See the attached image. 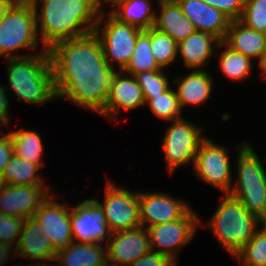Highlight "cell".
<instances>
[{"instance_id":"cell-1","label":"cell","mask_w":266,"mask_h":266,"mask_svg":"<svg viewBox=\"0 0 266 266\" xmlns=\"http://www.w3.org/2000/svg\"><path fill=\"white\" fill-rule=\"evenodd\" d=\"M48 52L57 96L100 114L105 109L116 69L105 60L98 36L92 32L64 40Z\"/></svg>"},{"instance_id":"cell-2","label":"cell","mask_w":266,"mask_h":266,"mask_svg":"<svg viewBox=\"0 0 266 266\" xmlns=\"http://www.w3.org/2000/svg\"><path fill=\"white\" fill-rule=\"evenodd\" d=\"M30 1L43 49L49 50L56 43L94 32L100 13L98 0ZM40 3L41 13H38Z\"/></svg>"},{"instance_id":"cell-3","label":"cell","mask_w":266,"mask_h":266,"mask_svg":"<svg viewBox=\"0 0 266 266\" xmlns=\"http://www.w3.org/2000/svg\"><path fill=\"white\" fill-rule=\"evenodd\" d=\"M34 55L5 59L12 93L20 101L34 106L57 97L49 52L42 49Z\"/></svg>"},{"instance_id":"cell-4","label":"cell","mask_w":266,"mask_h":266,"mask_svg":"<svg viewBox=\"0 0 266 266\" xmlns=\"http://www.w3.org/2000/svg\"><path fill=\"white\" fill-rule=\"evenodd\" d=\"M222 196L218 209L204 227H209L224 250L235 256L254 236L258 218L235 197Z\"/></svg>"},{"instance_id":"cell-5","label":"cell","mask_w":266,"mask_h":266,"mask_svg":"<svg viewBox=\"0 0 266 266\" xmlns=\"http://www.w3.org/2000/svg\"><path fill=\"white\" fill-rule=\"evenodd\" d=\"M237 182L229 194L257 218L266 209V171L260 158L247 141L237 145Z\"/></svg>"},{"instance_id":"cell-6","label":"cell","mask_w":266,"mask_h":266,"mask_svg":"<svg viewBox=\"0 0 266 266\" xmlns=\"http://www.w3.org/2000/svg\"><path fill=\"white\" fill-rule=\"evenodd\" d=\"M35 10L30 0H17L0 22V57L5 59L26 57L17 55L16 50L38 48Z\"/></svg>"},{"instance_id":"cell-7","label":"cell","mask_w":266,"mask_h":266,"mask_svg":"<svg viewBox=\"0 0 266 266\" xmlns=\"http://www.w3.org/2000/svg\"><path fill=\"white\" fill-rule=\"evenodd\" d=\"M104 14L103 11L99 13L94 33L101 42L105 60L112 68H115L114 63L118 64L117 66L122 71L131 60L137 36L142 30L136 26L118 21L110 13L105 24H103ZM101 24L104 25L103 30L100 29Z\"/></svg>"},{"instance_id":"cell-8","label":"cell","mask_w":266,"mask_h":266,"mask_svg":"<svg viewBox=\"0 0 266 266\" xmlns=\"http://www.w3.org/2000/svg\"><path fill=\"white\" fill-rule=\"evenodd\" d=\"M171 124L163 138V152L170 175L178 166L194 164L198 147L206 138L202 130L187 119L173 120Z\"/></svg>"},{"instance_id":"cell-9","label":"cell","mask_w":266,"mask_h":266,"mask_svg":"<svg viewBox=\"0 0 266 266\" xmlns=\"http://www.w3.org/2000/svg\"><path fill=\"white\" fill-rule=\"evenodd\" d=\"M104 210L106 223L111 233L128 230L141 225L139 192H131L127 188L116 186L107 181L105 199L100 203Z\"/></svg>"},{"instance_id":"cell-10","label":"cell","mask_w":266,"mask_h":266,"mask_svg":"<svg viewBox=\"0 0 266 266\" xmlns=\"http://www.w3.org/2000/svg\"><path fill=\"white\" fill-rule=\"evenodd\" d=\"M194 173L202 181L229 194L232 186L228 149L207 137L200 143L193 164Z\"/></svg>"},{"instance_id":"cell-11","label":"cell","mask_w":266,"mask_h":266,"mask_svg":"<svg viewBox=\"0 0 266 266\" xmlns=\"http://www.w3.org/2000/svg\"><path fill=\"white\" fill-rule=\"evenodd\" d=\"M196 212L191 209L184 217L172 222L158 224L147 228L150 249L167 255L177 265L178 247L189 243L195 235L198 223H201ZM158 249V250H157Z\"/></svg>"},{"instance_id":"cell-12","label":"cell","mask_w":266,"mask_h":266,"mask_svg":"<svg viewBox=\"0 0 266 266\" xmlns=\"http://www.w3.org/2000/svg\"><path fill=\"white\" fill-rule=\"evenodd\" d=\"M73 239L79 243H104L111 232L103 208L93 199H86L70 208Z\"/></svg>"},{"instance_id":"cell-13","label":"cell","mask_w":266,"mask_h":266,"mask_svg":"<svg viewBox=\"0 0 266 266\" xmlns=\"http://www.w3.org/2000/svg\"><path fill=\"white\" fill-rule=\"evenodd\" d=\"M52 197L48 195L33 218L41 224L44 235L50 239L54 249L59 251L74 241L71 215L66 205L56 202Z\"/></svg>"},{"instance_id":"cell-14","label":"cell","mask_w":266,"mask_h":266,"mask_svg":"<svg viewBox=\"0 0 266 266\" xmlns=\"http://www.w3.org/2000/svg\"><path fill=\"white\" fill-rule=\"evenodd\" d=\"M46 185H10L0 187V212L8 216L33 217L50 195Z\"/></svg>"},{"instance_id":"cell-15","label":"cell","mask_w":266,"mask_h":266,"mask_svg":"<svg viewBox=\"0 0 266 266\" xmlns=\"http://www.w3.org/2000/svg\"><path fill=\"white\" fill-rule=\"evenodd\" d=\"M107 241L109 266H126L151 250L148 231L142 225L111 233Z\"/></svg>"},{"instance_id":"cell-16","label":"cell","mask_w":266,"mask_h":266,"mask_svg":"<svg viewBox=\"0 0 266 266\" xmlns=\"http://www.w3.org/2000/svg\"><path fill=\"white\" fill-rule=\"evenodd\" d=\"M139 205L140 222L146 229L180 219L192 209L186 202L162 192H140Z\"/></svg>"},{"instance_id":"cell-17","label":"cell","mask_w":266,"mask_h":266,"mask_svg":"<svg viewBox=\"0 0 266 266\" xmlns=\"http://www.w3.org/2000/svg\"><path fill=\"white\" fill-rule=\"evenodd\" d=\"M145 98L143 91L136 81L134 75L117 71L113 75L111 90L108 95L105 109L100 113L110 119H114L119 110L125 111L144 107Z\"/></svg>"},{"instance_id":"cell-18","label":"cell","mask_w":266,"mask_h":266,"mask_svg":"<svg viewBox=\"0 0 266 266\" xmlns=\"http://www.w3.org/2000/svg\"><path fill=\"white\" fill-rule=\"evenodd\" d=\"M182 13L194 24L196 31H202L224 41L231 19L222 11L202 0H176Z\"/></svg>"},{"instance_id":"cell-19","label":"cell","mask_w":266,"mask_h":266,"mask_svg":"<svg viewBox=\"0 0 266 266\" xmlns=\"http://www.w3.org/2000/svg\"><path fill=\"white\" fill-rule=\"evenodd\" d=\"M56 250L50 239L43 233V228L37 220L29 217L25 220L18 244L14 250V255L27 257V259L54 261Z\"/></svg>"},{"instance_id":"cell-20","label":"cell","mask_w":266,"mask_h":266,"mask_svg":"<svg viewBox=\"0 0 266 266\" xmlns=\"http://www.w3.org/2000/svg\"><path fill=\"white\" fill-rule=\"evenodd\" d=\"M223 42L250 59L259 58L258 64L266 52V33L248 28L239 20H231Z\"/></svg>"},{"instance_id":"cell-21","label":"cell","mask_w":266,"mask_h":266,"mask_svg":"<svg viewBox=\"0 0 266 266\" xmlns=\"http://www.w3.org/2000/svg\"><path fill=\"white\" fill-rule=\"evenodd\" d=\"M160 13L156 14L154 28L168 34L177 43L196 32L194 24L182 13L176 0H158Z\"/></svg>"},{"instance_id":"cell-22","label":"cell","mask_w":266,"mask_h":266,"mask_svg":"<svg viewBox=\"0 0 266 266\" xmlns=\"http://www.w3.org/2000/svg\"><path fill=\"white\" fill-rule=\"evenodd\" d=\"M220 40L212 34L196 31L185 40L178 43V53L183 59V65L188 69H205L209 59L214 54Z\"/></svg>"},{"instance_id":"cell-23","label":"cell","mask_w":266,"mask_h":266,"mask_svg":"<svg viewBox=\"0 0 266 266\" xmlns=\"http://www.w3.org/2000/svg\"><path fill=\"white\" fill-rule=\"evenodd\" d=\"M213 78L204 69H194L185 77L174 80L175 92L181 109L186 105H199L207 102L213 88Z\"/></svg>"},{"instance_id":"cell-24","label":"cell","mask_w":266,"mask_h":266,"mask_svg":"<svg viewBox=\"0 0 266 266\" xmlns=\"http://www.w3.org/2000/svg\"><path fill=\"white\" fill-rule=\"evenodd\" d=\"M101 244L73 241L56 252L54 261H58L59 266H109L107 247Z\"/></svg>"},{"instance_id":"cell-25","label":"cell","mask_w":266,"mask_h":266,"mask_svg":"<svg viewBox=\"0 0 266 266\" xmlns=\"http://www.w3.org/2000/svg\"><path fill=\"white\" fill-rule=\"evenodd\" d=\"M150 0H123L117 3L110 14L122 23H128L141 30L154 27L156 12H152Z\"/></svg>"},{"instance_id":"cell-26","label":"cell","mask_w":266,"mask_h":266,"mask_svg":"<svg viewBox=\"0 0 266 266\" xmlns=\"http://www.w3.org/2000/svg\"><path fill=\"white\" fill-rule=\"evenodd\" d=\"M40 168L38 164L21 159L13 153L1 173L2 184L45 185L44 179L37 172Z\"/></svg>"},{"instance_id":"cell-27","label":"cell","mask_w":266,"mask_h":266,"mask_svg":"<svg viewBox=\"0 0 266 266\" xmlns=\"http://www.w3.org/2000/svg\"><path fill=\"white\" fill-rule=\"evenodd\" d=\"M9 134L12 139L13 153L21 159L38 164L43 168L44 145L39 134L24 128L17 131L10 129Z\"/></svg>"},{"instance_id":"cell-28","label":"cell","mask_w":266,"mask_h":266,"mask_svg":"<svg viewBox=\"0 0 266 266\" xmlns=\"http://www.w3.org/2000/svg\"><path fill=\"white\" fill-rule=\"evenodd\" d=\"M162 69L151 52V28L142 30L138 36L131 60L123 70L135 75L143 71Z\"/></svg>"},{"instance_id":"cell-29","label":"cell","mask_w":266,"mask_h":266,"mask_svg":"<svg viewBox=\"0 0 266 266\" xmlns=\"http://www.w3.org/2000/svg\"><path fill=\"white\" fill-rule=\"evenodd\" d=\"M225 48L219 57V66L222 72L234 81H241L252 74V59L229 48L224 42H220L216 49Z\"/></svg>"},{"instance_id":"cell-30","label":"cell","mask_w":266,"mask_h":266,"mask_svg":"<svg viewBox=\"0 0 266 266\" xmlns=\"http://www.w3.org/2000/svg\"><path fill=\"white\" fill-rule=\"evenodd\" d=\"M25 220L26 218L8 216L0 212V266H4V263L9 260L7 258H10L11 249L15 250Z\"/></svg>"},{"instance_id":"cell-31","label":"cell","mask_w":266,"mask_h":266,"mask_svg":"<svg viewBox=\"0 0 266 266\" xmlns=\"http://www.w3.org/2000/svg\"><path fill=\"white\" fill-rule=\"evenodd\" d=\"M145 104L149 106L155 116L162 120L173 121L183 118L176 92L171 87L162 94L149 96L145 100Z\"/></svg>"},{"instance_id":"cell-32","label":"cell","mask_w":266,"mask_h":266,"mask_svg":"<svg viewBox=\"0 0 266 266\" xmlns=\"http://www.w3.org/2000/svg\"><path fill=\"white\" fill-rule=\"evenodd\" d=\"M151 52L158 65L164 69L177 59L178 43L168 34L151 27Z\"/></svg>"},{"instance_id":"cell-33","label":"cell","mask_w":266,"mask_h":266,"mask_svg":"<svg viewBox=\"0 0 266 266\" xmlns=\"http://www.w3.org/2000/svg\"><path fill=\"white\" fill-rule=\"evenodd\" d=\"M234 257L243 266H266V233L258 228L254 236Z\"/></svg>"},{"instance_id":"cell-34","label":"cell","mask_w":266,"mask_h":266,"mask_svg":"<svg viewBox=\"0 0 266 266\" xmlns=\"http://www.w3.org/2000/svg\"><path fill=\"white\" fill-rule=\"evenodd\" d=\"M160 70L143 71L134 75L136 81L143 91L145 100L149 96L162 94L170 87L168 76Z\"/></svg>"},{"instance_id":"cell-35","label":"cell","mask_w":266,"mask_h":266,"mask_svg":"<svg viewBox=\"0 0 266 266\" xmlns=\"http://www.w3.org/2000/svg\"><path fill=\"white\" fill-rule=\"evenodd\" d=\"M239 21L248 28L266 33V0H245Z\"/></svg>"},{"instance_id":"cell-36","label":"cell","mask_w":266,"mask_h":266,"mask_svg":"<svg viewBox=\"0 0 266 266\" xmlns=\"http://www.w3.org/2000/svg\"><path fill=\"white\" fill-rule=\"evenodd\" d=\"M216 9L222 11L231 20H239L241 18L245 0H202Z\"/></svg>"},{"instance_id":"cell-37","label":"cell","mask_w":266,"mask_h":266,"mask_svg":"<svg viewBox=\"0 0 266 266\" xmlns=\"http://www.w3.org/2000/svg\"><path fill=\"white\" fill-rule=\"evenodd\" d=\"M126 266H177L167 255L150 250L148 253Z\"/></svg>"},{"instance_id":"cell-38","label":"cell","mask_w":266,"mask_h":266,"mask_svg":"<svg viewBox=\"0 0 266 266\" xmlns=\"http://www.w3.org/2000/svg\"><path fill=\"white\" fill-rule=\"evenodd\" d=\"M3 132L1 131L0 134ZM13 155V144L10 134L5 133L0 137V175L7 162Z\"/></svg>"},{"instance_id":"cell-39","label":"cell","mask_w":266,"mask_h":266,"mask_svg":"<svg viewBox=\"0 0 266 266\" xmlns=\"http://www.w3.org/2000/svg\"><path fill=\"white\" fill-rule=\"evenodd\" d=\"M7 89L0 83V127L7 126L10 122L9 112V99L7 97ZM1 132V128H0Z\"/></svg>"},{"instance_id":"cell-40","label":"cell","mask_w":266,"mask_h":266,"mask_svg":"<svg viewBox=\"0 0 266 266\" xmlns=\"http://www.w3.org/2000/svg\"><path fill=\"white\" fill-rule=\"evenodd\" d=\"M17 0H0V22L4 19L6 12Z\"/></svg>"},{"instance_id":"cell-41","label":"cell","mask_w":266,"mask_h":266,"mask_svg":"<svg viewBox=\"0 0 266 266\" xmlns=\"http://www.w3.org/2000/svg\"><path fill=\"white\" fill-rule=\"evenodd\" d=\"M263 226L262 230L264 233H266V209L263 211V213L258 217V225Z\"/></svg>"},{"instance_id":"cell-42","label":"cell","mask_w":266,"mask_h":266,"mask_svg":"<svg viewBox=\"0 0 266 266\" xmlns=\"http://www.w3.org/2000/svg\"><path fill=\"white\" fill-rule=\"evenodd\" d=\"M106 2V4H111V6H115L117 3H119V2H121V1H123V0H98V5H99V11L100 12H102L103 11V9H101V8H103L102 7V5H103V3L104 2Z\"/></svg>"},{"instance_id":"cell-43","label":"cell","mask_w":266,"mask_h":266,"mask_svg":"<svg viewBox=\"0 0 266 266\" xmlns=\"http://www.w3.org/2000/svg\"><path fill=\"white\" fill-rule=\"evenodd\" d=\"M258 68H260V70L263 73L264 78L266 77V52L264 54L263 59L261 60V62L258 64Z\"/></svg>"},{"instance_id":"cell-44","label":"cell","mask_w":266,"mask_h":266,"mask_svg":"<svg viewBox=\"0 0 266 266\" xmlns=\"http://www.w3.org/2000/svg\"><path fill=\"white\" fill-rule=\"evenodd\" d=\"M11 266H17V265H11ZM19 266V265H18ZM21 266V265H20ZM22 266H24L23 264H22ZM26 266H28V265H26ZM29 266H35V265H29ZM37 266H59V264L57 263V265H52L51 263H49V262H47V263H42L41 265H37Z\"/></svg>"},{"instance_id":"cell-45","label":"cell","mask_w":266,"mask_h":266,"mask_svg":"<svg viewBox=\"0 0 266 266\" xmlns=\"http://www.w3.org/2000/svg\"><path fill=\"white\" fill-rule=\"evenodd\" d=\"M1 185H2V181H1V175H0V187H1Z\"/></svg>"}]
</instances>
